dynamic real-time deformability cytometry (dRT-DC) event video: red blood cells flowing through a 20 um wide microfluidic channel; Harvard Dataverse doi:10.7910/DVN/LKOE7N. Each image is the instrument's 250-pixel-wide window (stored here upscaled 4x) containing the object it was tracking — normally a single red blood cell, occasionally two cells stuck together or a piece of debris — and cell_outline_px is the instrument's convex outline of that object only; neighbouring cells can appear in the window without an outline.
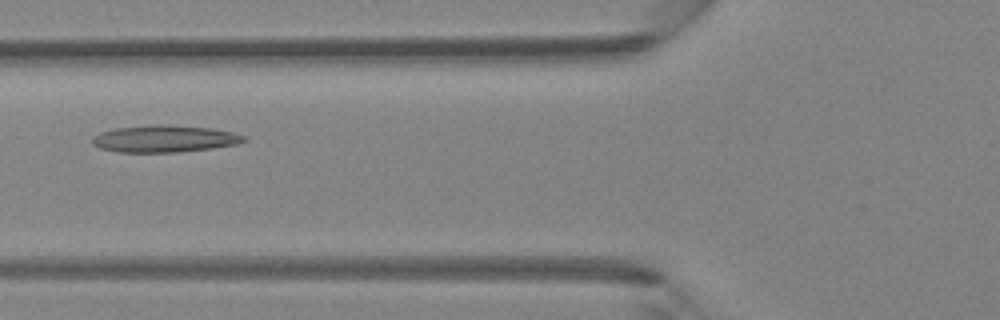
{"species": "Egyptian fruit bat (a non-hibernating species)", "species_latin": "Rousettus aegyptiacus", "temperature_condition": "room temperature", "stored_images_in_passage": 4, "camera_frame_rate_fps": 3000, "um_per_image_px": 0.085, "animal": {"sex": "female"}, "frame": {"image": 1, "passage_image": 4, "time_ms": 1.0, "image_size_px": [1000, 320], "cell_outline_px": [[248, 140], [236, 144], [212, 148], [176, 152], [116, 152], [100, 148], [92, 144], [92, 136], [100, 132], [116, 128], [148, 124], [168, 124], [212, 128], [232, 132], [244, 136]], "centroid_in_image_um": [13.95, 11.78], "position_along_channel_um": 111.9, "area_um2": 24.04}}